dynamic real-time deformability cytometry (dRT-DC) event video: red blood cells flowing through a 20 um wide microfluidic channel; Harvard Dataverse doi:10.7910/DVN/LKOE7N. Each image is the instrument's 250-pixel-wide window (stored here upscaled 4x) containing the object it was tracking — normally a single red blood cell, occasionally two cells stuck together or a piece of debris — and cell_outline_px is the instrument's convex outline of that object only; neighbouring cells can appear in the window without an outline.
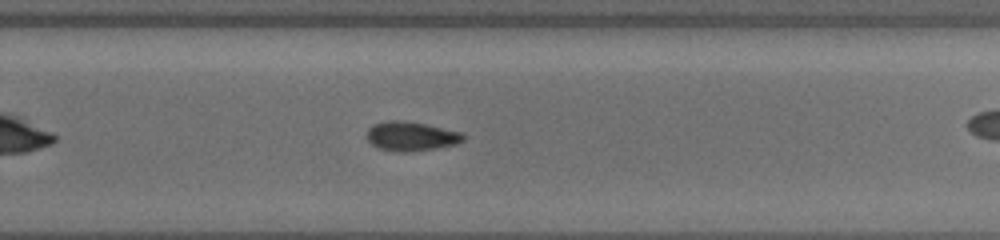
{"species": "common noctule bat (a hibernating species)", "species_latin": "Nyctalus noctula", "temperature_condition": "cold", "stored_images_in_passage": 9, "segment_of_instrument_passage": [1, 2], "camera_frame_rate_fps": 3000, "um_per_image_px": 0.085, "animal": {"sex": "female", "body_mass_g": 19.5, "forearm_length_mm": 54.1}, "frame": {"image": 1, "passage_image": 8, "time_ms": 7.333, "image_size_px": [1000, 240], "cell_outline_px": [[464, 140], [456, 144], [436, 148], [408, 152], [396, 152], [376, 148], [368, 140], [368, 128], [372, 124], [388, 120], [400, 120], [424, 124], [464, 132]], "centroid_in_image_um": [34.94, 11.58], "position_along_channel_um": 294.9, "area_um2": 16.53}}